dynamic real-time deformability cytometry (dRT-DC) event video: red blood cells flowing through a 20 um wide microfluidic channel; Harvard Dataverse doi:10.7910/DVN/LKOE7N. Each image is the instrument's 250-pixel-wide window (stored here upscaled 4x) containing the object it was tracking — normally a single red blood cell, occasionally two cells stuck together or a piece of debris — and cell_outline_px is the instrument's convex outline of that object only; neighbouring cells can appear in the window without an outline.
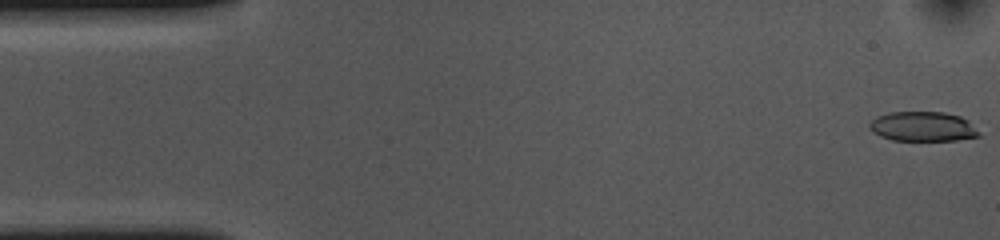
{"species": "common noctule bat (a hibernating species)", "species_latin": "Nyctalus noctula", "temperature_condition": "cold", "stored_images_in_passage": 54, "camera_frame_rate_fps": 3000, "um_per_image_px": 0.085, "animal": {"sex": "female", "body_mass_g": 10.0, "forearm_length_mm": 53.1}, "frame": {"image": 1, "passage_image": 1, "time_ms": 0.0, "image_size_px": [1000, 240], "cell_outline_px": [[980, 136], [956, 140], [892, 140], [880, 136], [872, 132], [868, 128], [868, 124], [876, 116], [888, 112], [944, 112], [960, 116], [968, 120], [980, 132]], "centroid_in_image_um": [78.41, 10.75], "position_along_channel_um": 6.6, "area_um2": 19.07}}
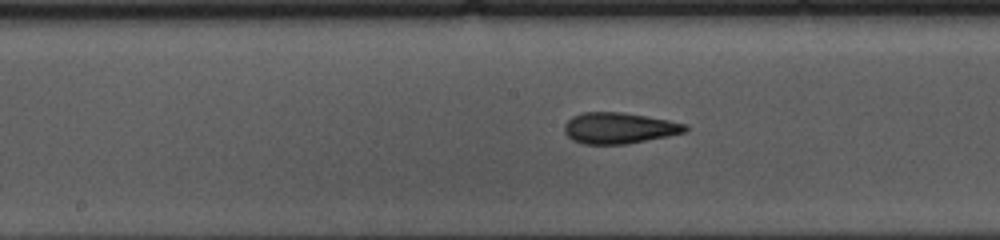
{"frame": {"image": 2, "passage_image": 26, "time_ms": 8.333, "image_size_px": [1000, 240], "cell_outline_px": [[688, 128], [684, 132], [668, 136], [628, 144], [584, 144], [572, 140], [564, 132], [564, 124], [572, 116], [584, 112], [620, 112], [668, 120], [688, 124]], "centroid_in_image_um": [52.6, 10.89], "position_along_channel_um": 195.6, "area_um2": 21.85}}
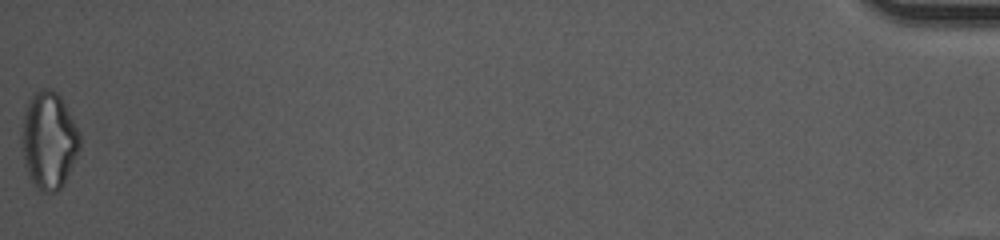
{"frame": {"image": 3, "passage_image": 54, "time_ms": 17.667, "image_size_px": [1000, 240], "cell_outline_px": [[80, 148], [64, 184], [56, 192], [44, 192], [28, 176], [24, 164], [20, 140], [24, 112], [28, 100], [36, 92], [44, 88], [52, 88], [60, 96], [80, 132]], "centroid_in_image_um": [4.14, 11.92], "position_along_channel_um": 431.1, "area_um2": 32.95}, "authors_computed_cell_mechanics": {"area_um2": 21.8773, "velocity_mm_per_s": 3.6608, "shape_relaxation_time_tau1_ms": 6.549, "shape_relaxation_time_tau2_ms": 2.5784, "deformation_change_tau1": 0.1679, "deformation_change_tau2": 0.0936}}